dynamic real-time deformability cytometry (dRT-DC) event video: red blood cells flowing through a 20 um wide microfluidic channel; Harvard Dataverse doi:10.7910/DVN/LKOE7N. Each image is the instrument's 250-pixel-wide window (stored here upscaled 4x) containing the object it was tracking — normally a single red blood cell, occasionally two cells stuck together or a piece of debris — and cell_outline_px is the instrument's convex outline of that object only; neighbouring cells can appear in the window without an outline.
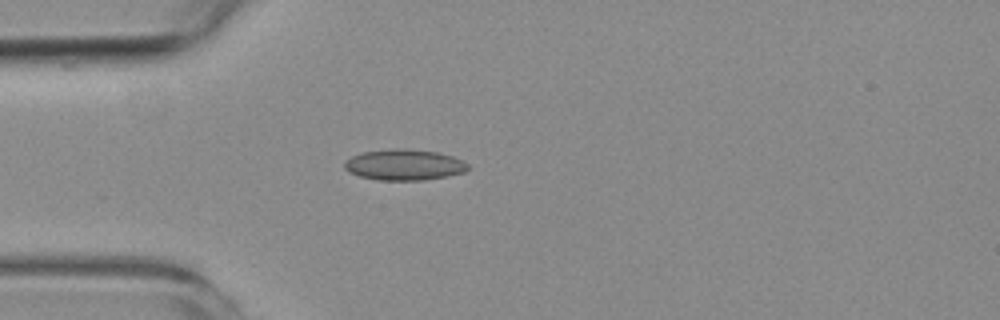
{"species": "common noctule bat (a hibernating species)", "species_latin": "Nyctalus noctula", "temperature_condition": "room temperature", "stored_images_in_passage": 2, "camera_frame_rate_fps": 3000, "um_per_image_px": 0.085, "animal": {"sex": "female", "body_mass_g": 19.3, "forearm_length_mm": 54.1}, "frame": {"image": 1, "passage_image": 2, "time_ms": 4.333, "image_size_px": [1000, 320], "cell_outline_px": [[468, 168], [464, 172], [448, 176], [424, 180], [380, 180], [360, 176], [348, 172], [344, 168], [344, 160], [352, 156], [364, 152], [396, 148], [404, 148], [436, 152], [452, 156], [468, 164]], "centroid_in_image_um": [34.33, 14.01], "position_along_channel_um": 50.7, "area_um2": 22.14}}